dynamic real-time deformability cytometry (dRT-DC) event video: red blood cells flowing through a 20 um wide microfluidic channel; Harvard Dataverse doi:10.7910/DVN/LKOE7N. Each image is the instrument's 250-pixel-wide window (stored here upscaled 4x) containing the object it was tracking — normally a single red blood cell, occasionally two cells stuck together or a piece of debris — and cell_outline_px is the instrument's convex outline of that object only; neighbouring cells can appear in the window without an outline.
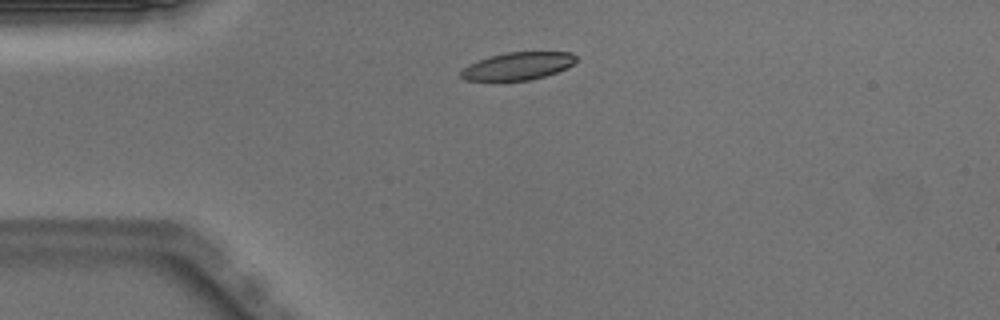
{"species": "Egyptian fruit bat (a non-hibernating species)", "species_latin": "Rousettus aegyptiacus", "temperature_condition": "warm", "stored_images_in_passage": 39, "camera_frame_rate_fps": 3000, "um_per_image_px": 0.085, "animal": {"sex": "male"}, "frame": {"image": 1, "passage_image": 1, "time_ms": 0.0, "image_size_px": [1000, 320], "cell_outline_px": [[580, 60], [568, 68], [544, 76], [528, 80], [464, 80], [460, 76], [460, 72], [468, 64], [488, 56], [508, 52], [572, 52]], "centroid_in_image_um": [44.05, 5.6], "position_along_channel_um": 40.9, "area_um2": 18.61}}
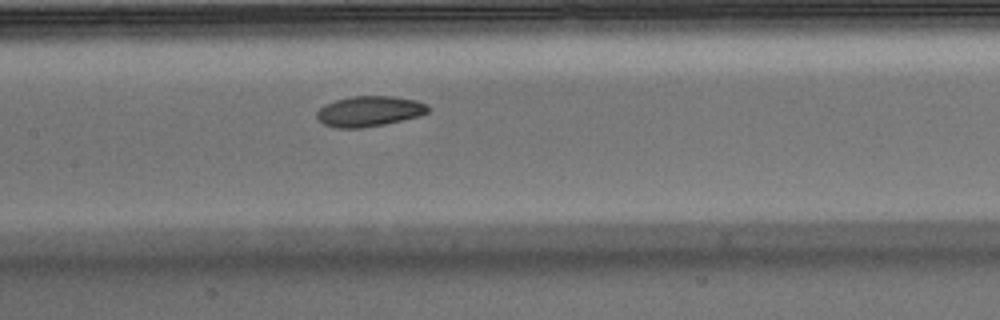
{"frame": {"image": 2, "passage_image": 13, "time_ms": 4.0, "image_size_px": [1000, 320], "cell_outline_px": [[428, 112], [420, 116], [384, 124], [360, 128], [336, 128], [324, 124], [316, 116], [316, 112], [324, 104], [336, 100], [352, 96], [392, 96], [416, 100], [424, 104], [428, 108]], "centroid_in_image_um": [31.36, 9.46], "position_along_channel_um": 176.0, "area_um2": 19.59}}
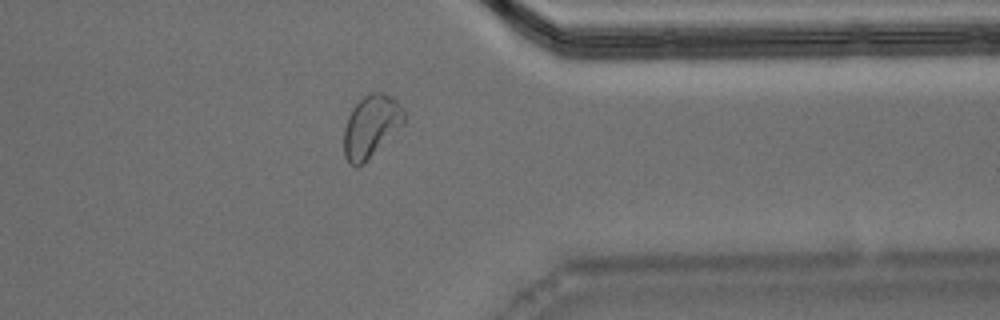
{"frame": {"image": 3, "passage_image": 29, "time_ms": 9.333, "image_size_px": [1000, 320], "cell_outline_px": [[408, 116], [404, 124], [356, 168], [344, 156], [344, 128], [348, 116], [352, 108], [368, 92], [380, 92], [396, 100], [404, 108]], "centroid_in_image_um": [31.56, 10.68], "position_along_channel_um": 379.8, "area_um2": 21.5}, "authors_computed_cell_mechanics": {"area_um2": 20.0566, "velocity_mm_per_s": 3.9701, "shape_relaxation_time_tau1_ms": 4.2214, "shape_relaxation_time_tau2_ms": 6.0038, "deformation_change_tau1": 0.1207, "deformation_change_tau2": 0.1192}}